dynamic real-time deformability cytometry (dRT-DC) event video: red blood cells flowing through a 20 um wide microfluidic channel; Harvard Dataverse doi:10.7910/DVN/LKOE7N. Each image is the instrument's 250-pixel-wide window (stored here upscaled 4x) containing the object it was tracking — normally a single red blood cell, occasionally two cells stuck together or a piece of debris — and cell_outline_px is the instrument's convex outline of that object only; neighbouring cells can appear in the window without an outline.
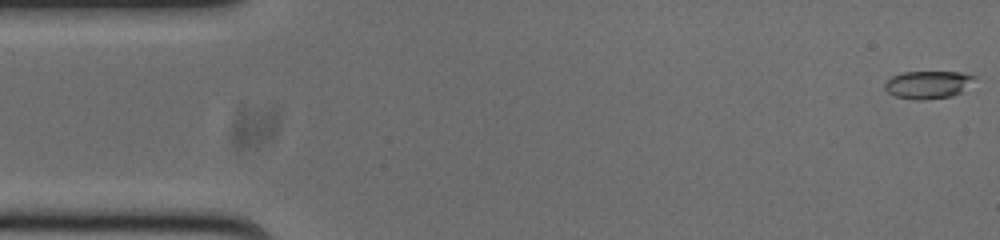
{"species": "common noctule bat (a hibernating species)", "species_latin": "Nyctalus noctula", "temperature_condition": "cold", "stored_images_in_passage": 53, "camera_frame_rate_fps": 3000, "um_per_image_px": 0.085, "animal": {"sex": "male", "body_mass_g": 20.0, "forearm_length_mm": 53.3}, "frame": {"image": 1, "passage_image": 1, "time_ms": 0.0, "image_size_px": [1000, 240], "cell_outline_px": [[976, 76], [960, 92], [952, 96], [920, 100], [916, 100], [896, 96], [888, 92], [884, 88], [884, 84], [892, 76], [904, 72], [960, 72]], "centroid_in_image_um": [78.83, 7.19], "position_along_channel_um": 6.2, "area_um2": 14.16}}
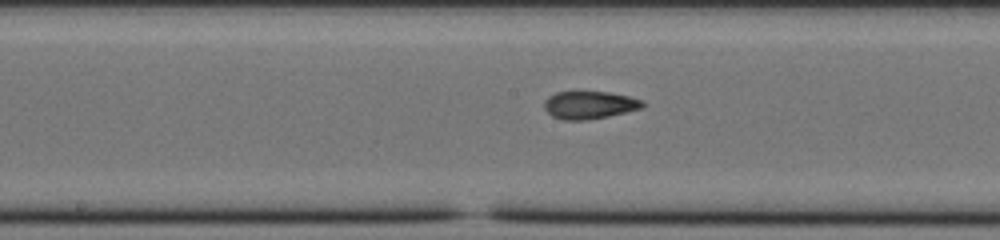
{"frame": {"image": 2, "passage_image": 26, "time_ms": 8.333, "image_size_px": [1000, 240], "cell_outline_px": [[644, 108], [608, 116], [588, 120], [564, 120], [552, 116], [544, 108], [544, 100], [548, 96], [556, 92], [576, 88], [608, 92], [628, 96], [644, 100]], "centroid_in_image_um": [50.07, 8.87], "position_along_channel_um": 198.1, "area_um2": 16.7}}
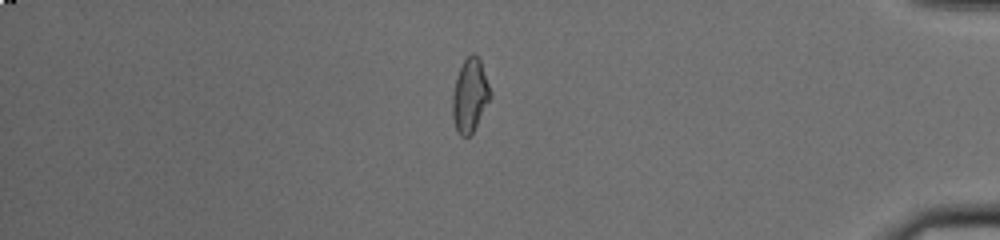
{"frame": {"image": 3, "passage_image": 45, "time_ms": 14.667, "image_size_px": [1000, 240], "cell_outline_px": [[492, 96], [472, 132], [468, 136], [460, 136], [456, 128], [452, 116], [452, 96], [456, 80], [460, 68], [464, 60], [472, 52], [480, 60]], "centroid_in_image_um": [39.93, 8.12], "position_along_channel_um": 395.3, "area_um2": 15.78}, "authors_computed_cell_mechanics": {"area_um2": 15.8372, "velocity_mm_per_s": 3.774, "shape_relaxation_time_tau1_ms": 4.7858, "shape_relaxation_time_tau2_ms": 2.3957, "deformation_change_tau1": 0.157, "deformation_change_tau2": 0.0788}}